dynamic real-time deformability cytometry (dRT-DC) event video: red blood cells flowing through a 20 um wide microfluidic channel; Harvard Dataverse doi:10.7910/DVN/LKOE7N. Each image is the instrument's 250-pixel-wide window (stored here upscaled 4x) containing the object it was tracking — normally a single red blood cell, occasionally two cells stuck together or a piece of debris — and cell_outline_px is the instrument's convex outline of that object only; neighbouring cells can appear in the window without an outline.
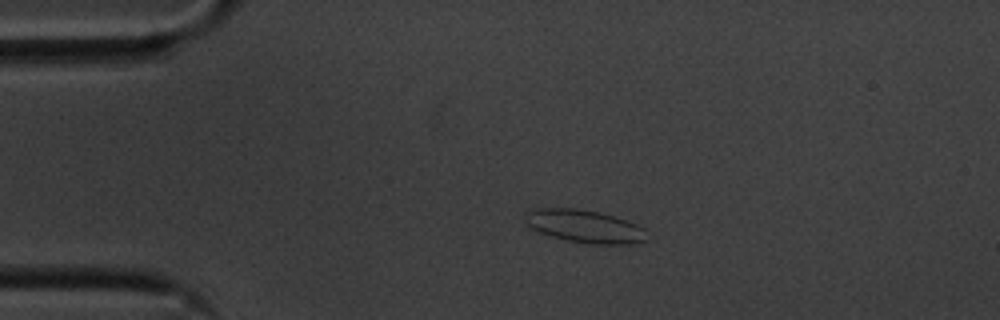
{"species": "common noctule bat (a hibernating species)", "species_latin": "Nyctalus noctula", "temperature_condition": "cold", "stored_images_in_passage": 45, "camera_frame_rate_fps": 3000, "um_per_image_px": 0.085, "animal": {"sex": "male", "body_mass_g": 20.1, "forearm_length_mm": 53.5}, "frame": {"image": 1, "passage_image": 1, "time_ms": 0.0, "image_size_px": [1000, 320], "cell_outline_px": [[648, 240], [628, 244], [592, 244], [568, 240], [552, 236], [540, 232], [532, 228], [528, 224], [528, 212], [540, 208], [576, 208], [600, 212], [616, 216], [636, 224], [644, 228]], "centroid_in_image_um": [49.78, 19.23], "position_along_channel_um": 35.2, "area_um2": 22.95}}
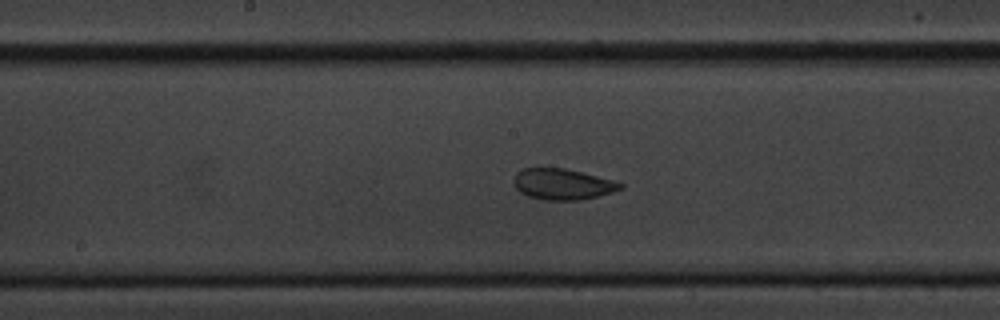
{"frame": {"image": 2, "passage_image": 18, "time_ms": 5.667, "image_size_px": [1000, 320], "cell_outline_px": [[624, 188], [612, 192], [580, 200], [544, 200], [528, 196], [520, 192], [516, 188], [512, 180], [516, 172], [520, 168], [564, 168], [612, 180], [624, 184]], "centroid_in_image_um": [47.77, 15.65], "position_along_channel_um": 200.4, "area_um2": 19.19}}
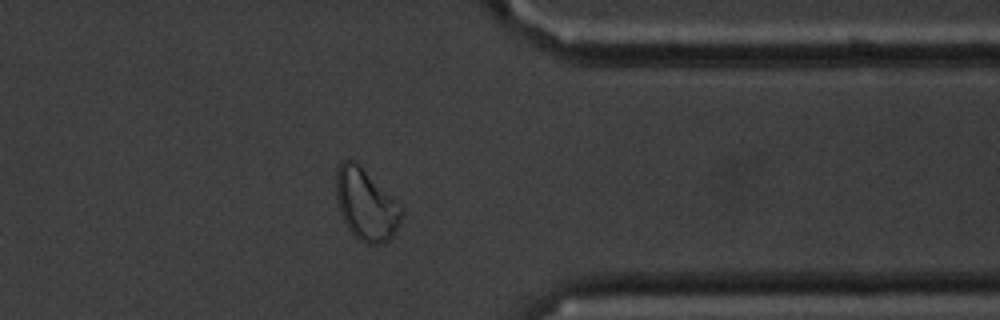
{"frame": {"image": 3, "passage_image": 34, "time_ms": 11.0, "image_size_px": [1000, 320], "cell_outline_px": [[404, 212], [392, 236], [388, 240], [380, 244], [368, 244], [360, 240], [348, 228], [340, 212], [336, 200], [336, 168], [344, 160], [356, 160], [404, 208]], "centroid_in_image_um": [31.1, 17.35], "position_along_channel_um": 380.3, "area_um2": 27.22}, "authors_computed_cell_mechanics": {"area_um2": 19.9988, "velocity_mm_per_s": 3.5391, "shape_relaxation_time_tau1_ms": 8.3651, "shape_relaxation_time_tau2_ms": 2.5872, "deformation_change_tau1": 0.1434, "deformation_change_tau2": 0.0576}}